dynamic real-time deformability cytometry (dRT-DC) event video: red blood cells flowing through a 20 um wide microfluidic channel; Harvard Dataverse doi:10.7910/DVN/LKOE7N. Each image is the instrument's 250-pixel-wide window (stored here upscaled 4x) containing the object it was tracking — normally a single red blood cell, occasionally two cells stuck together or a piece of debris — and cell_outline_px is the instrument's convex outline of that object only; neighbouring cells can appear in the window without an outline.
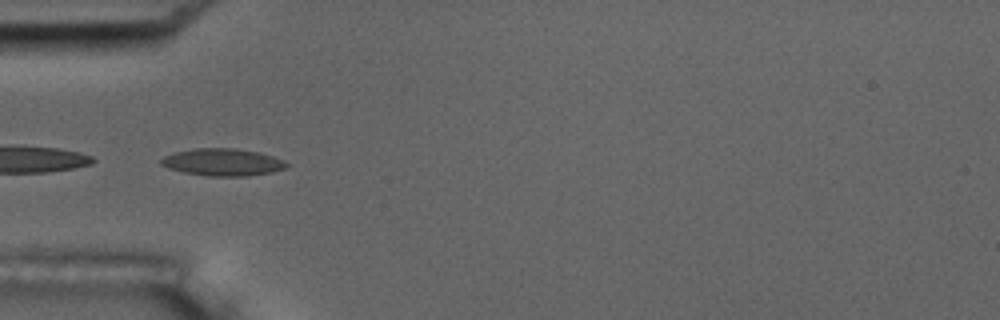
{"species": "common noctule bat (a hibernating species)", "species_latin": "Nyctalus noctula", "temperature_condition": "room temperature", "stored_images_in_passage": 54, "camera_frame_rate_fps": 3000, "um_per_image_px": 0.085, "animal": {"sex": "male", "body_mass_g": 17.5, "forearm_length_mm": 52.3}, "frame": {"image": 1, "passage_image": 17, "time_ms": 5.333, "image_size_px": [1000, 320], "cell_outline_px": [[288, 168], [272, 172], [248, 176], [208, 176], [184, 172], [168, 168], [160, 164], [160, 160], [164, 156], [176, 152], [196, 148], [232, 148], [260, 152], [284, 160], [288, 164]], "centroid_in_image_um": [18.95, 13.79], "position_along_channel_um": 66.0, "area_um2": 19.94}}
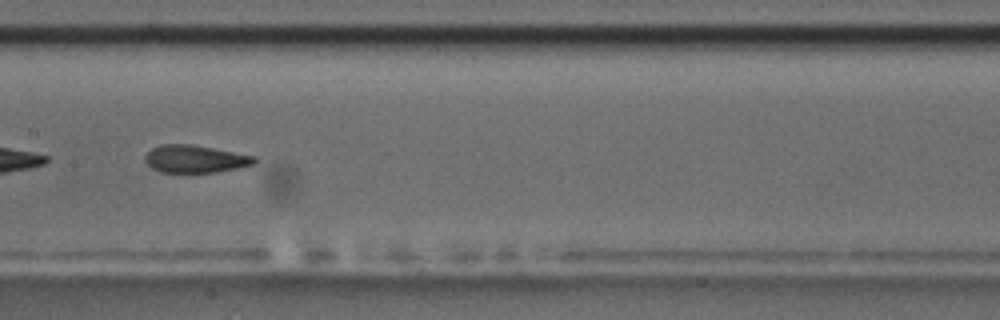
{"frame": {"image": 2, "passage_image": 27, "time_ms": 8.667, "image_size_px": [1000, 320], "cell_outline_px": [[256, 160], [252, 164], [236, 168], [216, 172], [160, 172], [152, 168], [144, 160], [144, 156], [152, 148], [160, 144], [192, 144], [256, 156]], "centroid_in_image_um": [16.55, 13.5], "position_along_channel_um": 190.8, "area_um2": 17.46}, "authors_computed_cell_mechanics": {"area_um2": 19.1318, "velocity_mm_per_s": 3.7698, "shape_relaxation_time_tau1_ms": 3.7697, "shape_relaxation_time_tau2_ms": 1.7825, "deformation_change_tau1": 0.1376, "deformation_change_tau2": 0.0791}}